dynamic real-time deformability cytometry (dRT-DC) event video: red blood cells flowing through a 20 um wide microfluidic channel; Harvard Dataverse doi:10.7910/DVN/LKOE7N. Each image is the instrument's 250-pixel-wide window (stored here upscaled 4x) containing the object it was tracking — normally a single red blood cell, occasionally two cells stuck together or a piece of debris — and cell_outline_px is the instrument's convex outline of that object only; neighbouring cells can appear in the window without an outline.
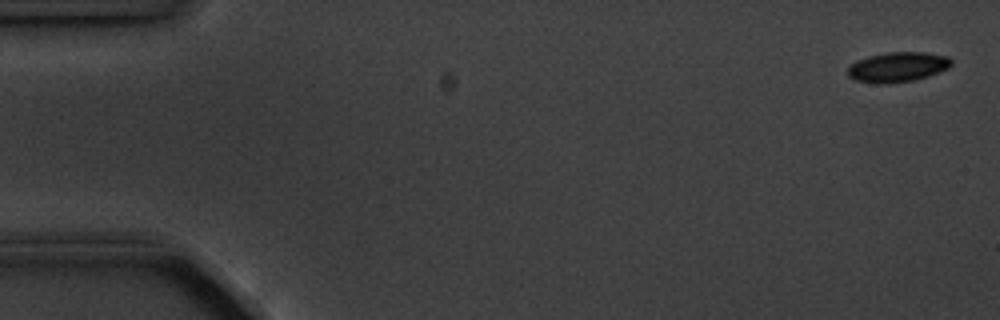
{"species": "common noctule bat (a hibernating species)", "species_latin": "Nyctalus noctula", "temperature_condition": "cold", "stored_images_in_passage": 3, "camera_frame_rate_fps": 3000, "um_per_image_px": 0.085, "animal": {"sex": "male", "body_mass_g": 20.1, "forearm_length_mm": 53.5}, "frame": {"image": 1, "passage_image": 1, "time_ms": 0.0, "image_size_px": [1000, 320], "cell_outline_px": [[952, 64], [948, 68], [928, 76], [912, 80], [884, 84], [880, 84], [856, 80], [848, 76], [848, 68], [856, 60], [868, 56], [888, 52], [924, 52], [948, 56], [952, 60]], "centroid_in_image_um": [76.3, 5.69], "position_along_channel_um": 8.7, "area_um2": 17.98}}